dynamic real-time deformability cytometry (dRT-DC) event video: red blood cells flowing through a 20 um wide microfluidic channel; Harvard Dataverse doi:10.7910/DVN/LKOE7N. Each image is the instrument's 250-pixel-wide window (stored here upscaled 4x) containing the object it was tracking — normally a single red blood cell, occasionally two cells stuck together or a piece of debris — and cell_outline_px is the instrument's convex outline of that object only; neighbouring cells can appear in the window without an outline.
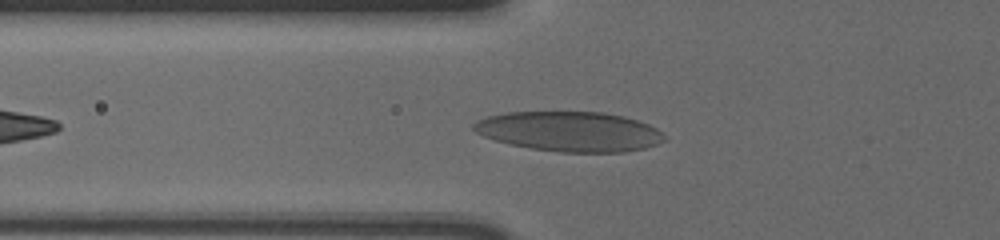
{"species": "human", "species_latin": "Homo sapiens", "temperature_condition": "cold", "stored_images_in_passage": 38, "camera_frame_rate_fps": 3000, "um_per_image_px": 0.085, "donor": {"sex": "male"}, "frame": {"image": 1, "passage_image": 6, "time_ms": 1.667, "image_size_px": [1000, 240], "cell_outline_px": [[664, 140], [656, 144], [644, 148], [624, 152], [560, 152], [532, 148], [512, 144], [496, 140], [484, 136], [476, 132], [472, 128], [472, 124], [476, 120], [488, 116], [504, 112], [600, 112], [624, 116], [648, 124], [656, 128], [664, 136]], "centroid_in_image_um": [48.39, 11.17], "position_along_channel_um": 77.4, "area_um2": 44.04}}
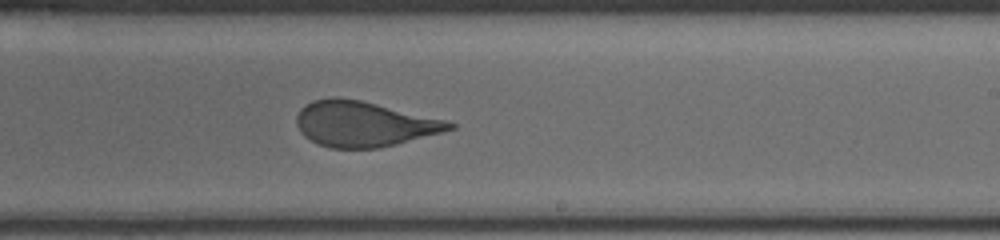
{"frame": {"image": 2, "passage_image": 21, "time_ms": 6.667, "image_size_px": [1000, 240], "cell_outline_px": [[456, 128], [396, 144], [380, 148], [328, 148], [304, 136], [300, 132], [296, 124], [296, 116], [300, 108], [312, 100], [332, 96], [336, 96], [360, 100], [444, 120], [456, 124]], "centroid_in_image_um": [30.86, 10.53], "position_along_channel_um": 258.1, "area_um2": 40.11}}
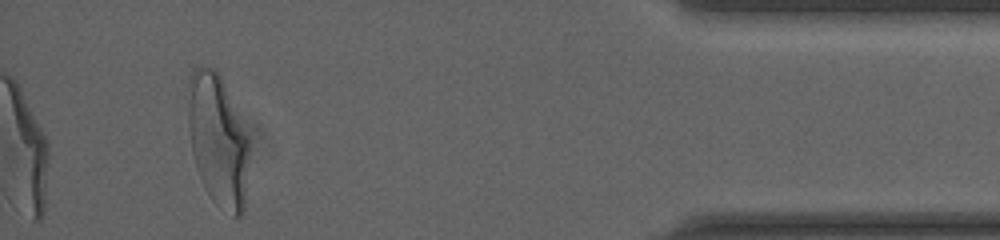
{"frame": {"image": 3, "passage_image": 38, "time_ms": 12.333, "image_size_px": [1000, 240], "cell_outline_px": [[248, 156], [244, 212], [240, 216], [232, 216], [216, 204], [212, 200], [204, 188], [200, 180], [196, 168], [192, 152], [188, 120], [188, 84], [192, 72], [200, 64], [216, 68], [220, 76], [248, 136]], "centroid_in_image_um": [18.5, 11.93], "position_along_channel_um": 416.7, "area_um2": 46.88}, "authors_computed_cell_mechanics": {"area_um2": 41.7894, "velocity_mm_per_s": 3.6236, "shape_relaxation_time_tau1_ms": 6.4412, "shape_relaxation_time_tau2_ms": 0.7907, "deformation_change_tau1": 0.1975, "deformation_change_tau2": 0.0738}}